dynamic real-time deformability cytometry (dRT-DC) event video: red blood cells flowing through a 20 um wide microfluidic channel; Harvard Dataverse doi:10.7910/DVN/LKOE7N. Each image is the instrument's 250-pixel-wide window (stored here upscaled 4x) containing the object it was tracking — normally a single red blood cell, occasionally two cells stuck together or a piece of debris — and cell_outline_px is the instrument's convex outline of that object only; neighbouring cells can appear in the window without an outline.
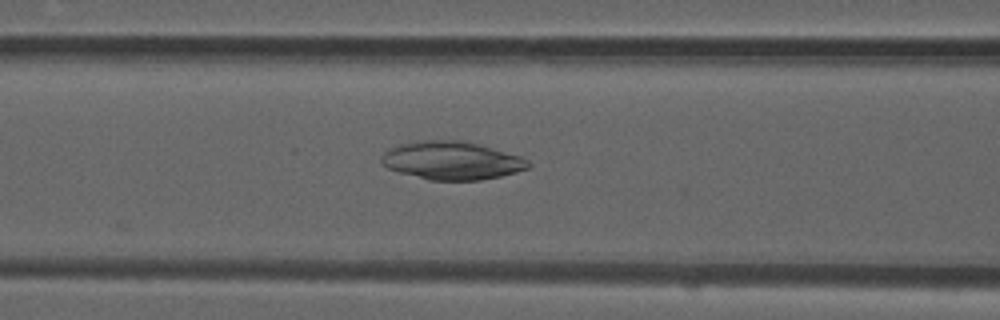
{"species": "common noctule bat (a hibernating species)", "species_latin": "Nyctalus noctula", "temperature_condition": "room temperature", "stored_images_in_passage": 13, "camera_frame_rate_fps": 3000, "um_per_image_px": 0.085, "animal": {"sex": "male", "forearm_length_mm": 52.5}, "frame": {"image": 1, "passage_image": 8, "time_ms": 2.333, "image_size_px": [1000, 320], "cell_outline_px": [[532, 164], [528, 168], [516, 172], [500, 176], [480, 180], [428, 180], [400, 172], [388, 168], [380, 160], [384, 152], [388, 148], [400, 144], [424, 140], [464, 140], [480, 144], [524, 156]], "centroid_in_image_um": [38.45, 13.63], "position_along_channel_um": 128.2, "area_um2": 32.89}}
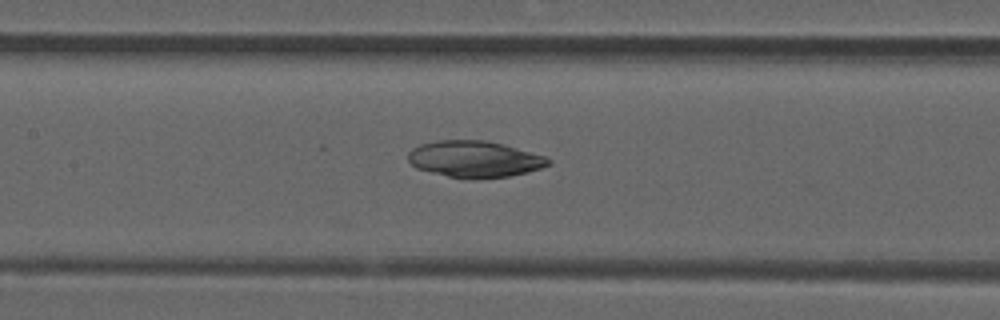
{"frame": {"image": 2, "passage_image": 11, "time_ms": 3.333, "image_size_px": [1000, 320], "cell_outline_px": [[552, 164], [528, 172], [508, 176], [468, 180], [448, 176], [416, 168], [408, 160], [408, 152], [412, 148], [420, 144], [436, 140], [484, 140], [504, 144], [544, 156], [552, 160]], "centroid_in_image_um": [40.33, 13.52], "position_along_channel_um": 167.1, "area_um2": 29.94}}